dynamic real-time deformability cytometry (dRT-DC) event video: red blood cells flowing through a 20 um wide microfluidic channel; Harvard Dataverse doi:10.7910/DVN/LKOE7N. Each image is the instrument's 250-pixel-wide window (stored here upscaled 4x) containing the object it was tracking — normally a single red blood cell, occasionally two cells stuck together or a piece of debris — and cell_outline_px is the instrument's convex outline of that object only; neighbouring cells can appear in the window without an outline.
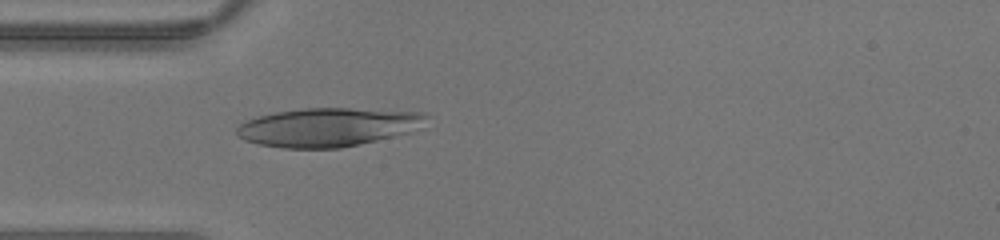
{"species": "human", "species_latin": "Homo sapiens", "temperature_condition": "warm", "stored_images_in_passage": 31, "camera_frame_rate_fps": 3000, "um_per_image_px": 0.085, "donor": {"sex": "male"}, "frame": {"image": 1, "passage_image": 1, "time_ms": 0.0, "image_size_px": [1000, 240], "cell_outline_px": [[432, 116], [408, 132], [360, 144], [340, 148], [284, 148], [260, 144], [244, 140], [236, 136], [236, 128], [240, 124], [248, 120], [260, 116], [276, 112], [304, 108], [352, 108], [424, 112]], "centroid_in_image_um": [27.86, 10.8], "position_along_channel_um": 57.1, "area_um2": 42.43}}
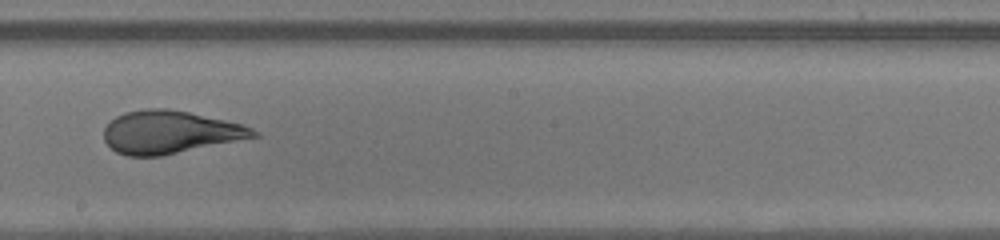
{"frame": {"image": 2, "passage_image": 12, "time_ms": 3.667, "image_size_px": [1000, 240], "cell_outline_px": [[260, 136], [160, 156], [128, 156], [116, 152], [104, 140], [104, 128], [116, 116], [124, 112], [148, 108], [168, 108], [188, 112], [244, 124], [260, 132]], "centroid_in_image_um": [14.46, 11.23], "position_along_channel_um": 233.7, "area_um2": 37.28}}
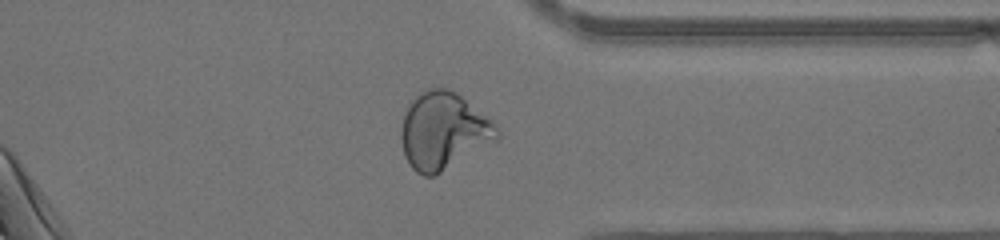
{"frame": {"image": 3, "passage_image": 21, "time_ms": 6.667, "image_size_px": [1000, 240], "cell_outline_px": [[500, 140], [436, 176], [424, 176], [416, 172], [412, 168], [404, 156], [400, 140], [400, 128], [408, 104], [416, 96], [428, 88], [448, 88], [456, 92], [492, 120], [496, 124], [500, 132]], "centroid_in_image_um": [37.71, 11.16], "position_along_channel_um": 373.7, "area_um2": 43.75}}